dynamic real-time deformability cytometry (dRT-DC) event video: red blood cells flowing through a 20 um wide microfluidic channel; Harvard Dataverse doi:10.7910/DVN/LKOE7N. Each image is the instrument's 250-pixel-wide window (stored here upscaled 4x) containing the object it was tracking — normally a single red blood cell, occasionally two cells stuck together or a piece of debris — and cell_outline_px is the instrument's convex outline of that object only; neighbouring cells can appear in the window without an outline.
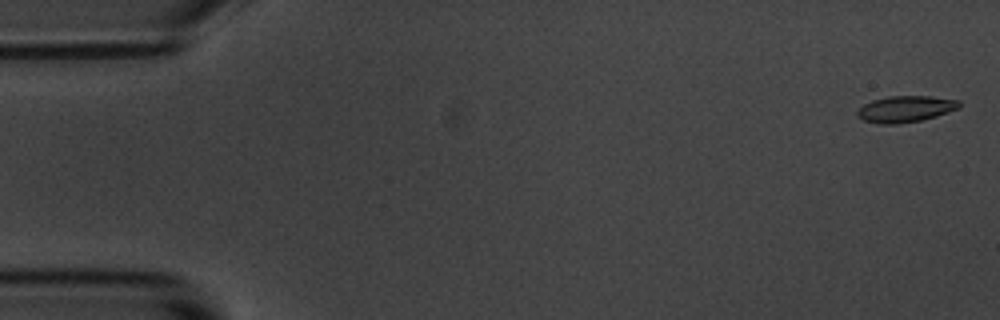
{"species": "common noctule bat (a hibernating species)", "species_latin": "Nyctalus noctula", "temperature_condition": "room temperature", "stored_images_in_passage": 5, "camera_frame_rate_fps": 3000, "um_per_image_px": 0.085, "animal": {"sex": "male", "body_mass_g": 20.1, "forearm_length_mm": 53.5}, "frame": {"image": 1, "passage_image": 1, "time_ms": 0.0, "image_size_px": [1000, 320], "cell_outline_px": [[960, 108], [936, 116], [920, 120], [896, 124], [880, 124], [864, 120], [856, 116], [856, 112], [864, 104], [872, 100], [888, 96], [932, 96], [960, 100]], "centroid_in_image_um": [76.97, 9.25], "position_along_channel_um": 8.0, "area_um2": 15.66}}
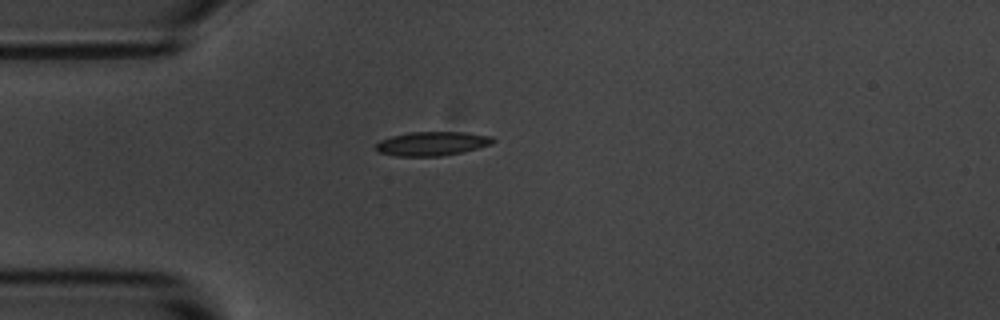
{"frame": {"image": 2, "passage_image": 5, "time_ms": 4.333, "image_size_px": [1000, 320], "cell_outline_px": [[496, 140], [492, 144], [460, 152], [440, 156], [396, 156], [380, 152], [376, 148], [376, 144], [380, 140], [392, 136], [408, 132], [464, 132], [492, 136]], "centroid_in_image_um": [36.73, 12.2], "position_along_channel_um": 48.3, "area_um2": 16.24}}